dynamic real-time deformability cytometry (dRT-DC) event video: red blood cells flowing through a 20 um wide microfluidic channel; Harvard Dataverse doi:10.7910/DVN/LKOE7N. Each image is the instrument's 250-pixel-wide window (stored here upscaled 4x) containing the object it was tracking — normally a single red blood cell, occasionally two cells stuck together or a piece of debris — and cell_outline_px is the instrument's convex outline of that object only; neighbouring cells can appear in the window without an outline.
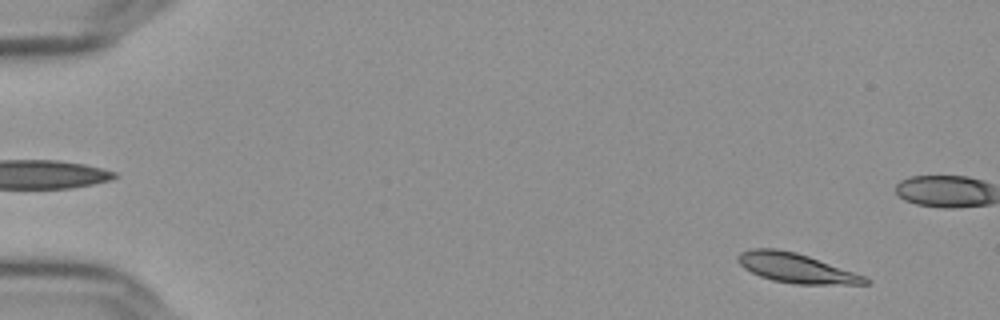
{"species": "Egyptian fruit bat (a non-hibernating species)", "species_latin": "Rousettus aegyptiacus", "temperature_condition": "cold", "stored_images_in_passage": 57, "camera_frame_rate_fps": 3000, "um_per_image_px": 0.085, "frame": {"image": 1, "passage_image": 5, "time_ms": 1.333, "image_size_px": [1000, 320], "cell_outline_px": [[872, 280], [868, 284], [796, 284], [772, 280], [760, 276], [744, 268], [736, 260], [736, 256], [740, 252], [752, 248], [776, 248], [796, 252], [808, 256], [864, 276]], "centroid_in_image_um": [67.62, 22.77], "position_along_channel_um": 17.4, "area_um2": 21.73}}
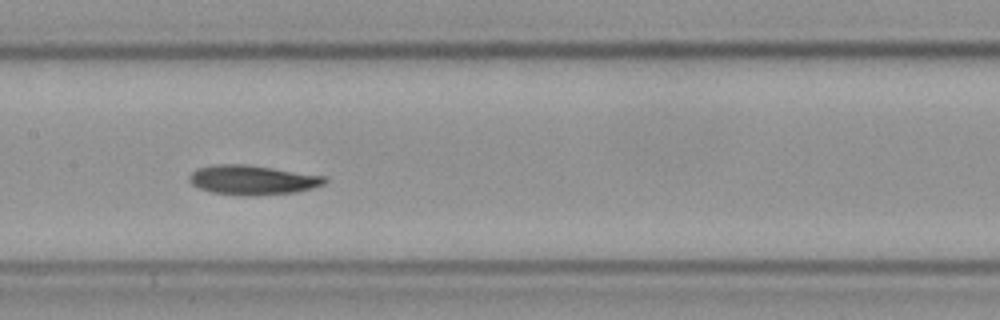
{"frame": {"image": 2, "passage_image": 29, "time_ms": 9.333, "image_size_px": [1000, 320], "cell_outline_px": [[328, 180], [324, 184], [312, 188], [296, 192], [256, 196], [240, 196], [208, 192], [196, 188], [188, 180], [188, 176], [196, 168], [216, 164], [244, 164], [328, 176]], "centroid_in_image_um": [21.43, 15.31], "position_along_channel_um": 186.0, "area_um2": 23.76}}
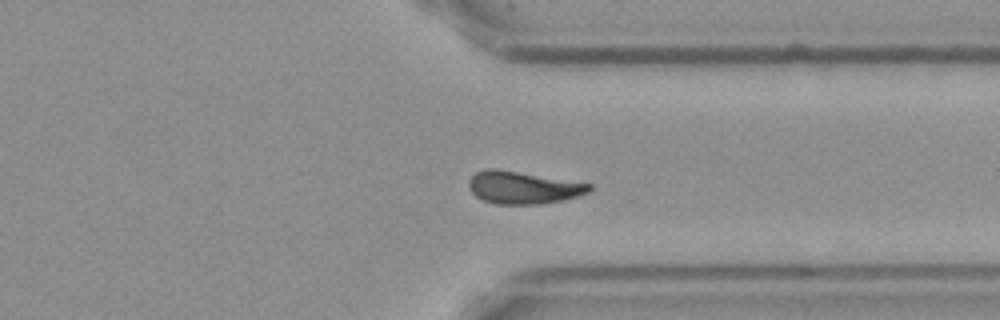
{"frame": {"image": 3, "passage_image": 44, "time_ms": 14.333, "image_size_px": [1000, 320], "cell_outline_px": [[592, 188], [588, 192], [564, 200], [540, 204], [496, 204], [484, 200], [476, 196], [472, 192], [468, 184], [468, 180], [476, 172], [488, 168], [496, 168], [592, 184]], "centroid_in_image_um": [44.44, 15.94], "position_along_channel_um": 367.0, "area_um2": 22.66}, "authors_computed_cell_mechanics": {"area_um2": 22.4264, "velocity_mm_per_s": 3.6212, "shape_relaxation_time_tau1_ms": 7.9582, "shape_relaxation_time_tau2_ms": 4.7126, "deformation_change_tau1": 0.1437, "deformation_change_tau2": 0.0861}}